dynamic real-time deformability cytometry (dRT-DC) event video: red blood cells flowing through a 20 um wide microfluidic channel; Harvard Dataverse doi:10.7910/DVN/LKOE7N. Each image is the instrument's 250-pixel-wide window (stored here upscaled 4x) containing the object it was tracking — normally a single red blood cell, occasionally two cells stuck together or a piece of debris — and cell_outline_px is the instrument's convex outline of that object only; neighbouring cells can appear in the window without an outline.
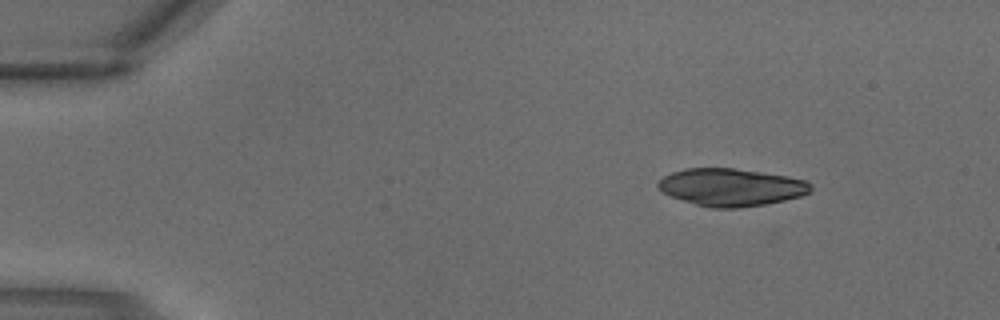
{"species": "common noctule bat (a hibernating species)", "species_latin": "Nyctalus noctula", "temperature_condition": "warm", "stored_images_in_passage": 2, "camera_frame_rate_fps": 3000, "um_per_image_px": 0.085, "animal": {"sex": "male", "body_mass_g": 18.8}, "frame": {"image": 1, "passage_image": 1, "time_ms": 0.0, "image_size_px": [1000, 320], "cell_outline_px": [[812, 192], [800, 196], [784, 200], [764, 204], [736, 208], [708, 208], [672, 196], [656, 188], [656, 184], [664, 176], [672, 172], [684, 168], [732, 168], [788, 176], [804, 180], [812, 184]], "centroid_in_image_um": [62.15, 15.91], "position_along_channel_um": 22.9, "area_um2": 33.23}}